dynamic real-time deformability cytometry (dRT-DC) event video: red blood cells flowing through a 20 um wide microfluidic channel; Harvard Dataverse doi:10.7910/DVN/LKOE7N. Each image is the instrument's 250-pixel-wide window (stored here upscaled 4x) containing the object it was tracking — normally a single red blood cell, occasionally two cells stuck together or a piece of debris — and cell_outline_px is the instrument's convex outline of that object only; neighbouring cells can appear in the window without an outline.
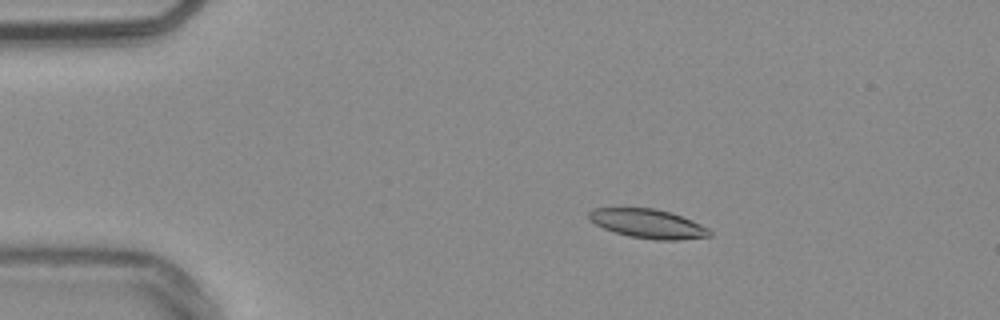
{"species": "common noctule bat (a hibernating species)", "species_latin": "Nyctalus noctula", "temperature_condition": "warm", "stored_images_in_passage": 54, "camera_frame_rate_fps": 3000, "um_per_image_px": 0.085, "animal": {"sex": "male", "body_mass_g": 20.4}, "frame": {"image": 1, "passage_image": 10, "time_ms": 3.0, "image_size_px": [1000, 320], "cell_outline_px": [[712, 236], [680, 240], [656, 240], [628, 236], [604, 228], [588, 220], [588, 212], [592, 208], [656, 208], [672, 212], [692, 220], [708, 228], [712, 232]], "centroid_in_image_um": [55.09, 19.01], "position_along_channel_um": 29.9, "area_um2": 20.63}}
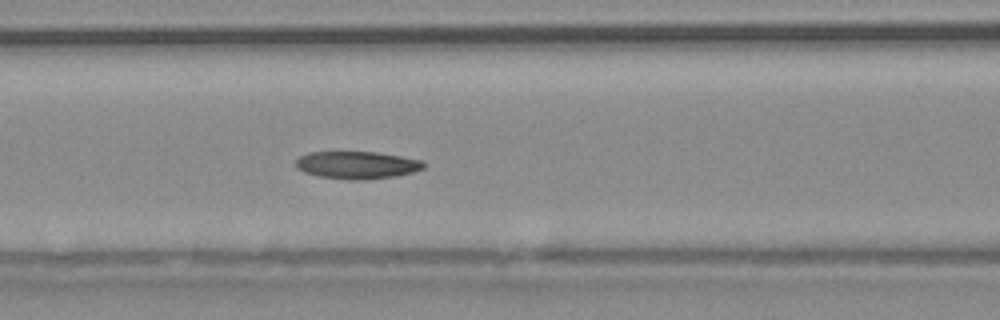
{"frame": {"image": 2, "passage_image": 23, "time_ms": 7.333, "image_size_px": [1000, 320], "cell_outline_px": [[424, 168], [412, 172], [396, 176], [368, 180], [348, 180], [320, 176], [304, 172], [296, 168], [296, 160], [300, 156], [308, 152], [376, 152], [400, 156], [420, 160], [424, 164]], "centroid_in_image_um": [30.32, 14.03], "position_along_channel_um": 136.3, "area_um2": 20.46}}
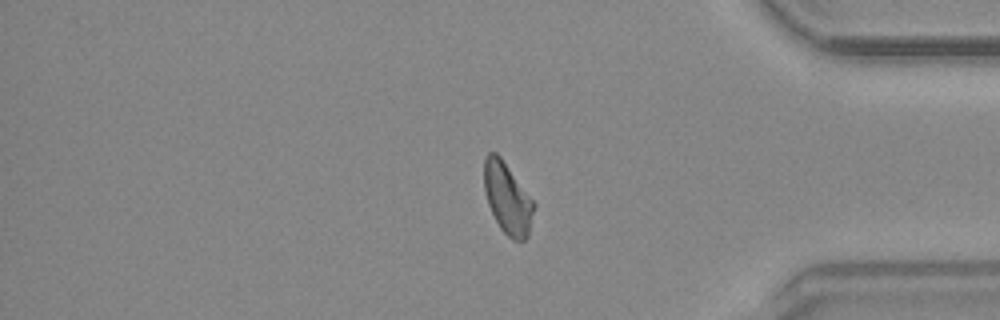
{"frame": {"image": 3, "passage_image": 45, "time_ms": 14.667, "image_size_px": [1000, 320], "cell_outline_px": [[536, 208], [528, 236], [524, 240], [512, 240], [500, 228], [488, 204], [484, 188], [484, 160], [488, 152], [496, 152], [500, 156], [536, 204]], "centroid_in_image_um": [43.15, 16.87], "position_along_channel_um": 392.0, "area_um2": 20.63}, "authors_computed_cell_mechanics": {"area_um2": 20.6346, "velocity_mm_per_s": 3.791, "shape_relaxation_time_tau1_ms": null, "shape_relaxation_time_tau2_ms": 6.3301, "deformation_change_tau1": null, "deformation_change_tau2": 0.1312}}